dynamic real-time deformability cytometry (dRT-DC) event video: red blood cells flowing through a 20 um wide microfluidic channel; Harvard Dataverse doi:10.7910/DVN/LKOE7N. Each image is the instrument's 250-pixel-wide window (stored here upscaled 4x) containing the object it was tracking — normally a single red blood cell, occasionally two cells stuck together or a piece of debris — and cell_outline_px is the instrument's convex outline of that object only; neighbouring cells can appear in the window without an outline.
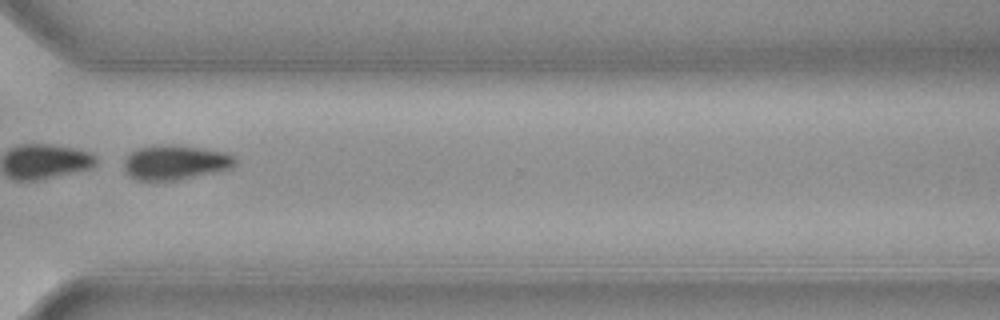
{"species": "common noctule bat (a hibernating species)", "species_latin": "Nyctalus noctula", "temperature_condition": "cold", "stored_images_in_passage": 34, "camera_frame_rate_fps": 3000, "um_per_image_px": 0.085, "animal": {"sex": "female", "body_mass_g": 19.3, "forearm_length_mm": 54.1}, "frame": {"image": 1, "passage_image": 28, "time_ms": 9.0, "image_size_px": [1000, 320], "cell_outline_px": [[236, 164], [228, 168], [180, 180], [136, 180], [124, 168], [124, 160], [136, 148], [156, 144], [172, 144], [204, 148], [224, 152], [232, 156], [236, 160]], "centroid_in_image_um": [14.87, 13.78], "position_along_channel_um": 355.7, "area_um2": 22.25}, "authors_computed_cell_mechanics": {"area_um2": 24.4783, "velocity_mm_per_s": 3.6392, "shape_relaxation_time_tau1_ms": 0.2815, "shape_relaxation_time_tau2_ms": null, "deformation_change_tau1": 0.2638, "deformation_change_tau2": null}}